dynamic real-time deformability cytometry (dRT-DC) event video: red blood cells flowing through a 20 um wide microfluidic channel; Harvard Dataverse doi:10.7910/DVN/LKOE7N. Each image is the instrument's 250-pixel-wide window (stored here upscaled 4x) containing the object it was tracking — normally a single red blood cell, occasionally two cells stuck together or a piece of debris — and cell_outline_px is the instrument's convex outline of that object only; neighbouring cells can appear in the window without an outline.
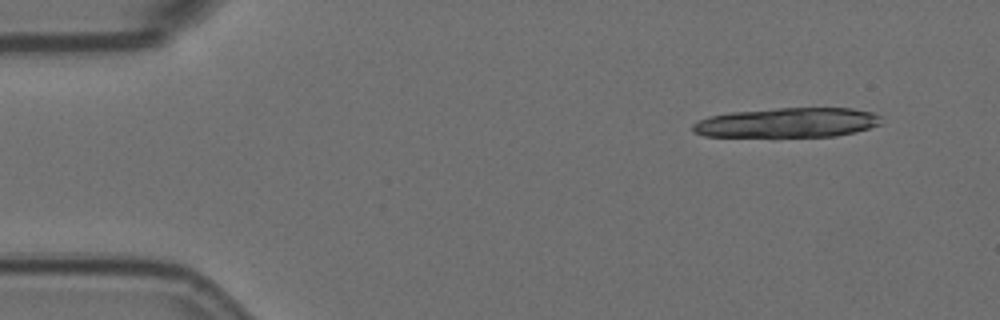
{"species": "Egyptian fruit bat (a non-hibernating species)", "species_latin": "Rousettus aegyptiacus", "temperature_condition": "room temperature", "stored_images_in_passage": 6, "camera_frame_rate_fps": 3000, "um_per_image_px": 0.085, "animal": {"sex": "female"}, "frame": {"image": 1, "passage_image": 6, "time_ms": 1.667, "image_size_px": [1000, 320], "cell_outline_px": [[884, 124], [856, 132], [836, 136], [704, 136], [692, 132], [692, 124], [708, 116], [728, 112], [776, 108], [852, 108], [872, 112], [880, 116]], "centroid_in_image_um": [66.96, 10.42], "position_along_channel_um": 18.0, "area_um2": 32.83}}